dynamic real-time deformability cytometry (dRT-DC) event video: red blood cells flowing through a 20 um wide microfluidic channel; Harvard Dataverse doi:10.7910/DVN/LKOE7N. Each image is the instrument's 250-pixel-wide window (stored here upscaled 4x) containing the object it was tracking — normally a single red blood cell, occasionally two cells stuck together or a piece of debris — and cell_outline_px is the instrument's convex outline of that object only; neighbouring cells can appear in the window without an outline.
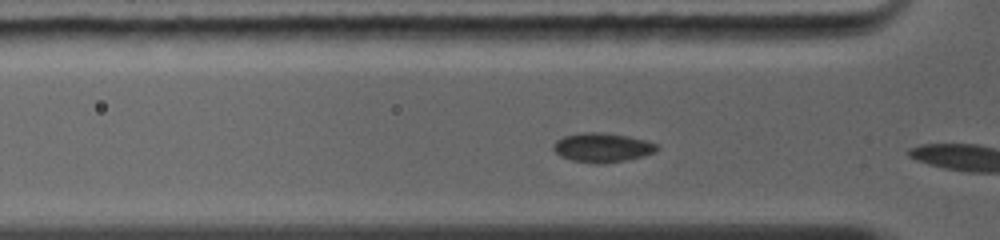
{"species": "common noctule bat (a hibernating species)", "species_latin": "Nyctalus noctula", "temperature_condition": "warm", "stored_images_in_passage": 4, "camera_frame_rate_fps": 5000, "um_per_image_px": 0.085, "animal": {"sex": "female", "body_mass_g": 19.0, "forearm_length_mm": 56.7}, "frame": {"image": 1, "passage_image": 2, "time_ms": 0.2, "image_size_px": [1000, 240], "cell_outline_px": [[660, 148], [656, 152], [644, 156], [624, 160], [600, 164], [596, 164], [572, 160], [560, 156], [552, 148], [552, 144], [556, 140], [564, 136], [588, 132], [596, 132], [628, 136], [644, 140], [656, 144]], "centroid_in_image_um": [51.19, 12.55], "position_along_channel_um": 74.6, "area_um2": 17.51}}